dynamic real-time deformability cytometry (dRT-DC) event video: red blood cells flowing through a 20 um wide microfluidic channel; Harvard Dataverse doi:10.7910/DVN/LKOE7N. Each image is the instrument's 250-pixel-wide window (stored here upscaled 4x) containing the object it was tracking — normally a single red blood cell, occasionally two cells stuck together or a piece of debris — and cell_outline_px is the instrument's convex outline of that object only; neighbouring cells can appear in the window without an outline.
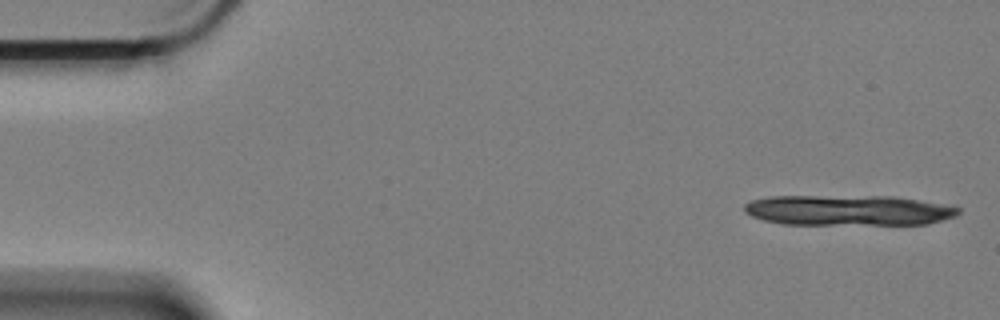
{"species": "Egyptian fruit bat (a non-hibernating species)", "species_latin": "Rousettus aegyptiacus", "temperature_condition": "cold", "stored_images_in_passage": 13, "camera_frame_rate_fps": 3000, "um_per_image_px": 0.085, "animal": {"sex": "female"}, "frame": {"image": 1, "passage_image": 1, "time_ms": 0.0, "image_size_px": [1000, 320], "cell_outline_px": [[960, 212], [956, 216], [928, 224], [784, 224], [764, 220], [752, 216], [744, 212], [744, 204], [752, 200], [768, 196], [892, 196], [940, 204], [960, 208]], "centroid_in_image_um": [72.06, 17.87], "position_along_channel_um": 12.9, "area_um2": 37.8}}